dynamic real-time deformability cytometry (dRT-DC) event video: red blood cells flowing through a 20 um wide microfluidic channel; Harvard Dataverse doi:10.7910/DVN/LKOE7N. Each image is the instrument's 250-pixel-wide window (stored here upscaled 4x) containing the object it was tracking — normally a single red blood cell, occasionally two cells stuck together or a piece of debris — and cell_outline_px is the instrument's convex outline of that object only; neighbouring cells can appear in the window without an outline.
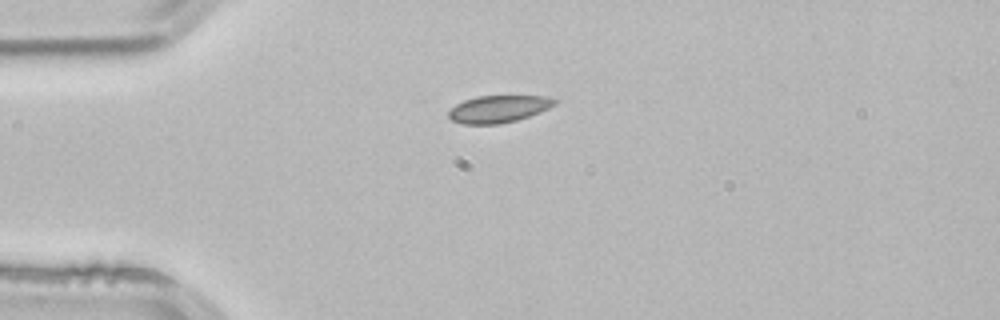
{"species": "common noctule bat (a hibernating species)", "species_latin": "Nyctalus noctula", "temperature_condition": "room temperature", "stored_images_in_passage": 2, "camera_frame_rate_fps": 3000, "um_per_image_px": 0.085, "animal": {"sex": "male", "body_mass_g": 21.5, "forearm_length_mm": 52.0}, "frame": {"image": 1, "passage_image": 2, "time_ms": 0.333, "image_size_px": [1000, 320], "cell_outline_px": [[560, 100], [556, 104], [540, 112], [516, 120], [500, 124], [464, 124], [452, 120], [448, 116], [448, 112], [456, 104], [464, 100], [476, 96], [548, 96]], "centroid_in_image_um": [42.4, 9.25], "position_along_channel_um": 42.6, "area_um2": 16.82}}